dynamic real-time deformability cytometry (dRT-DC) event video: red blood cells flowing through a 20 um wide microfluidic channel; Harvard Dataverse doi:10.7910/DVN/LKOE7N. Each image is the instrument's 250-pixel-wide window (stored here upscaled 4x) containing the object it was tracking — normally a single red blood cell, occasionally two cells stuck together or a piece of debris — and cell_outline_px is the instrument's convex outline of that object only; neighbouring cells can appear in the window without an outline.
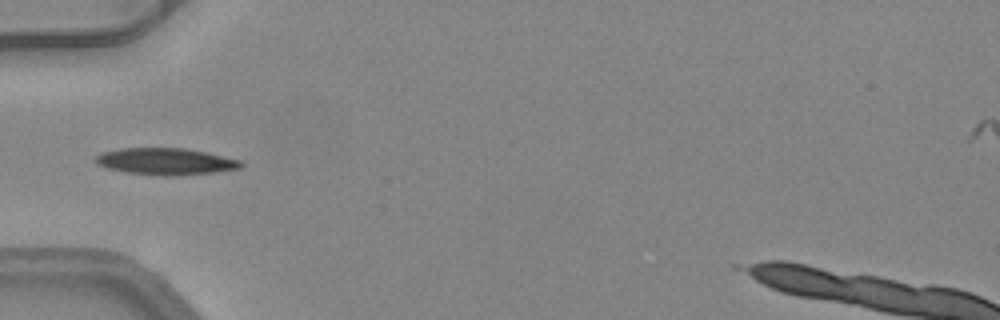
{"species": "common noctule bat (a hibernating species)", "species_latin": "Nyctalus noctula", "temperature_condition": "warm", "stored_images_in_passage": 34, "camera_frame_rate_fps": 3000, "um_per_image_px": 0.085, "animal": {"sex": "female", "body_mass_g": 24.6, "forearm_length_mm": 56.2}, "frame": {"image": 1, "passage_image": 1, "time_ms": 0.0, "image_size_px": [1000, 320], "cell_outline_px": [[244, 164], [240, 168], [212, 172], [176, 176], [160, 176], [128, 172], [108, 168], [96, 164], [96, 156], [100, 152], [120, 148], [184, 148], [204, 152], [240, 160]], "centroid_in_image_um": [14.04, 13.72], "position_along_channel_um": 71.0, "area_um2": 22.48}}
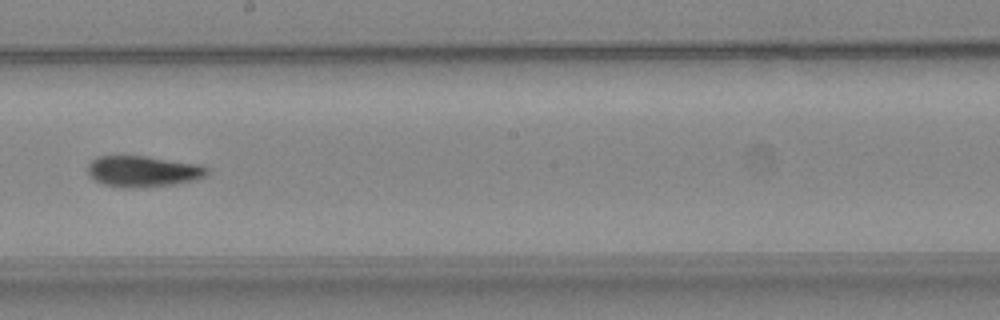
{"frame": {"image": 2, "passage_image": 13, "time_ms": 4.0, "image_size_px": [1000, 320], "cell_outline_px": [[208, 176], [196, 180], [172, 184], [132, 188], [124, 188], [104, 184], [96, 180], [88, 172], [88, 164], [96, 156], [148, 156], [200, 164], [208, 168]], "centroid_in_image_um": [12.2, 14.55], "position_along_channel_um": 236.0, "area_um2": 21.62}}
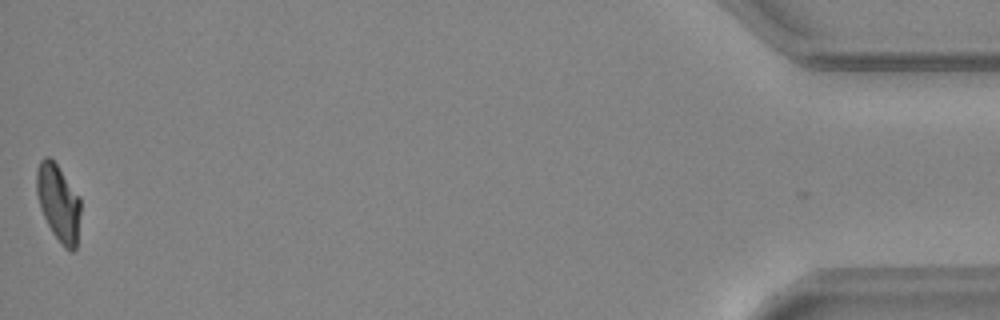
{"frame": {"image": 3, "passage_image": 34, "time_ms": 11.0, "image_size_px": [1000, 320], "cell_outline_px": [[80, 212], [76, 248], [72, 252], [64, 248], [52, 232], [40, 208], [36, 192], [36, 172], [40, 160], [44, 156], [48, 156], [56, 164], [80, 196]], "centroid_in_image_um": [4.96, 17.23], "position_along_channel_um": 430.2, "area_um2": 19.65}, "authors_computed_cell_mechanics": {"area_um2": 21.3282, "velocity_mm_per_s": 4.1064, "shape_relaxation_time_tau1_ms": 6.0869, "shape_relaxation_time_tau2_ms": 2.6661, "deformation_change_tau1": 0.1834, "deformation_change_tau2": 0.0799}}